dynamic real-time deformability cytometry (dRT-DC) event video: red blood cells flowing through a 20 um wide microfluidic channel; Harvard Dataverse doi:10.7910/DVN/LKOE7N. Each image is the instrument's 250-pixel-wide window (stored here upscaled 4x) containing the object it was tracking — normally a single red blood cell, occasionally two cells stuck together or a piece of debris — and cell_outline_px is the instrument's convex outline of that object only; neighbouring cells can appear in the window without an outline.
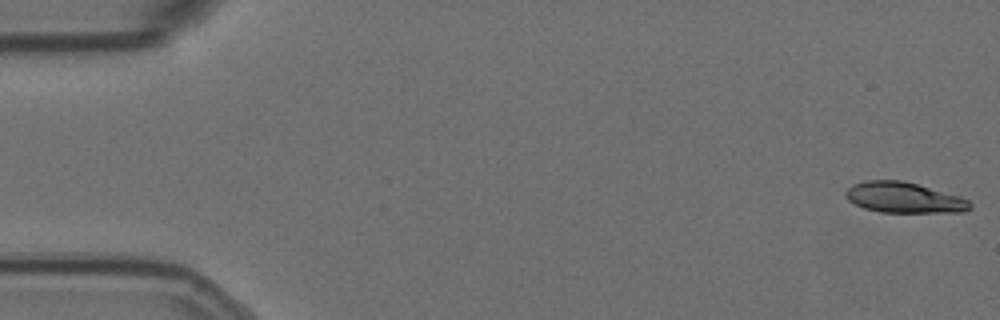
{"species": "Egyptian fruit bat (a non-hibernating species)", "species_latin": "Rousettus aegyptiacus", "temperature_condition": "room temperature", "stored_images_in_passage": 2, "camera_frame_rate_fps": 3000, "um_per_image_px": 0.085, "animal": {"sex": "female"}, "frame": {"image": 1, "passage_image": 1, "time_ms": 0.0, "image_size_px": [1000, 320], "cell_outline_px": [[972, 208], [964, 212], [880, 212], [864, 208], [848, 200], [844, 196], [844, 192], [852, 184], [864, 180], [904, 180], [960, 196], [968, 200], [972, 204]], "centroid_in_image_um": [76.83, 16.79], "position_along_channel_um": 8.2, "area_um2": 22.37}}